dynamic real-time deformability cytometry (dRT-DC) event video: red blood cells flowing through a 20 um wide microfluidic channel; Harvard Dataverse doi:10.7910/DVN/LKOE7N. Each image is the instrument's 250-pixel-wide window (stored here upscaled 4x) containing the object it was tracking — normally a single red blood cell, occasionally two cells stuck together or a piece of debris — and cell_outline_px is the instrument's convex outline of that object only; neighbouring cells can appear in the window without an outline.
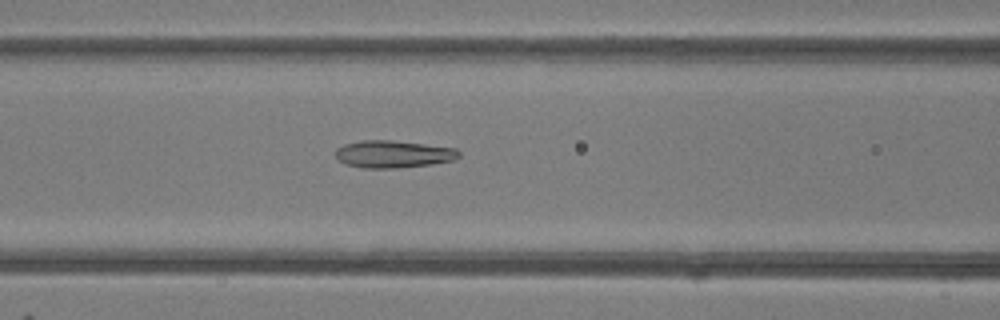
{"species": "common noctule bat (a hibernating species)", "species_latin": "Nyctalus noctula", "temperature_condition": "room temperature", "stored_images_in_passage": 49, "camera_frame_rate_fps": 3000, "um_per_image_px": 0.085, "animal": {"sex": "female"}, "frame": {"image": 1, "passage_image": 21, "time_ms": 6.667, "image_size_px": [1000, 320], "cell_outline_px": [[460, 156], [452, 160], [432, 164], [396, 168], [364, 168], [344, 164], [336, 156], [336, 148], [344, 144], [360, 140], [392, 140], [456, 148], [460, 152]], "centroid_in_image_um": [33.41, 13.09], "position_along_channel_um": 133.2, "area_um2": 19.65}}
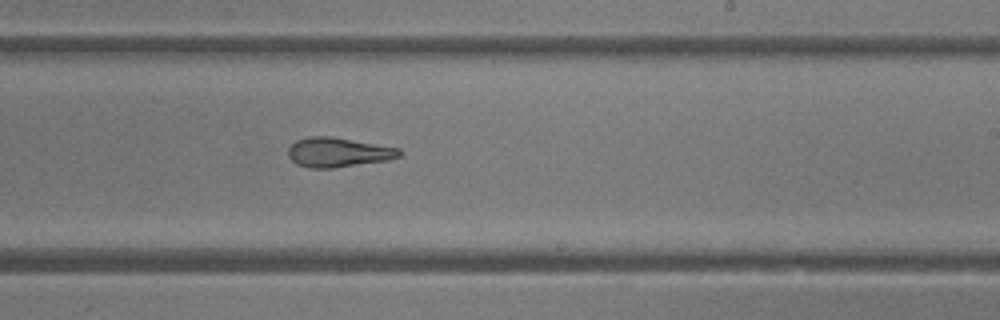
{"frame": {"image": 2, "passage_image": 30, "time_ms": 9.667, "image_size_px": [1000, 320], "cell_outline_px": [[404, 152], [400, 156], [388, 160], [332, 168], [308, 168], [296, 164], [288, 156], [288, 148], [296, 140], [312, 136], [332, 136], [400, 148]], "centroid_in_image_um": [28.75, 12.94], "position_along_channel_um": 260.2, "area_um2": 19.25}}
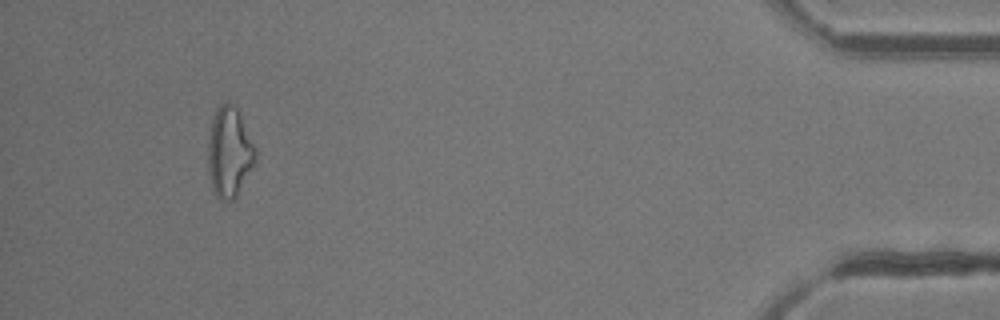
{"frame": {"image": 3, "passage_image": 46, "time_ms": 15.0, "image_size_px": [1000, 320], "cell_outline_px": [[256, 160], [236, 196], [232, 200], [220, 200], [216, 196], [212, 188], [208, 176], [208, 140], [212, 120], [216, 108], [224, 100], [232, 104], [236, 108], [256, 148]], "centroid_in_image_um": [19.47, 12.94], "position_along_channel_um": 415.7, "area_um2": 24.8}, "authors_computed_cell_mechanics": {"area_um2": 21.097, "velocity_mm_per_s": 4.2431, "shape_relaxation_time_tau1_ms": 5.983, "shape_relaxation_time_tau2_ms": 2.1384, "deformation_change_tau1": 0.1831, "deformation_change_tau2": 0.1143}}